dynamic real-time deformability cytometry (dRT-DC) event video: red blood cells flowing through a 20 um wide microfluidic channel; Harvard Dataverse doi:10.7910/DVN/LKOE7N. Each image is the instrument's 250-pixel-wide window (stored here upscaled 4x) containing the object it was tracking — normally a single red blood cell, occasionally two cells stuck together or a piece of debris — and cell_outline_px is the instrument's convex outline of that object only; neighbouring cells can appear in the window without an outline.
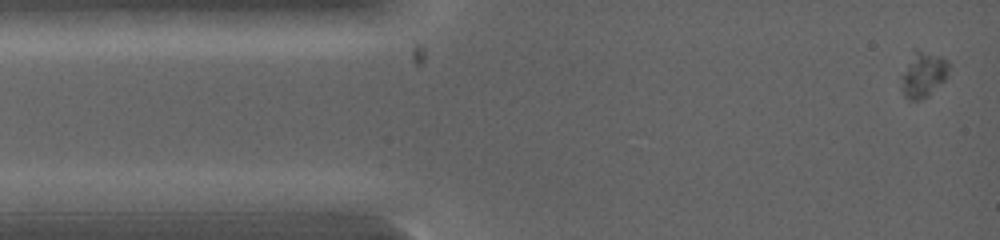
{"species": "common noctule bat (a hibernating species)", "species_latin": "Nyctalus noctula", "temperature_condition": "warm", "stored_images_in_passage": 3, "camera_frame_rate_fps": 5000, "um_per_image_px": 0.085, "animal": {"sex": "female", "body_mass_g": 19.0, "forearm_length_mm": 53.3}, "frame": {"image": 1, "passage_image": 1, "time_ms": 0.0, "image_size_px": [1000, 240], "cell_outline_px": [[948, 76], [928, 96], [916, 100], [912, 100], [904, 96], [900, 76], [916, 48], [940, 56], [948, 60]], "centroid_in_image_um": [78.48, 6.32], "position_along_channel_um": 6.5, "area_um2": 12.43}}
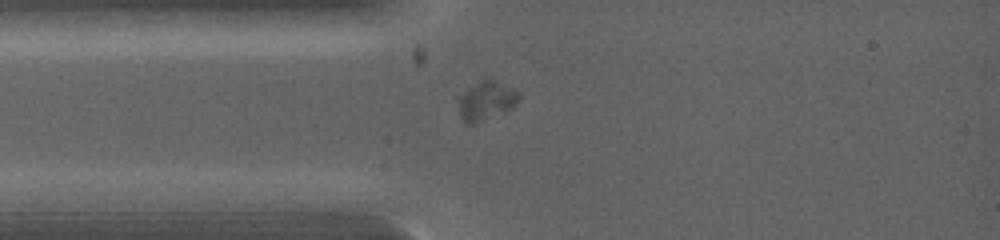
{"frame": {"image": 2, "passage_image": 3, "time_ms": 1.8, "image_size_px": [1000, 240], "cell_outline_px": [[520, 100], [512, 108], [504, 112], [476, 124], [464, 124], [460, 116], [456, 96], [484, 76], [512, 88], [520, 92]], "centroid_in_image_um": [41.28, 8.55], "position_along_channel_um": 43.7, "area_um2": 14.33}}